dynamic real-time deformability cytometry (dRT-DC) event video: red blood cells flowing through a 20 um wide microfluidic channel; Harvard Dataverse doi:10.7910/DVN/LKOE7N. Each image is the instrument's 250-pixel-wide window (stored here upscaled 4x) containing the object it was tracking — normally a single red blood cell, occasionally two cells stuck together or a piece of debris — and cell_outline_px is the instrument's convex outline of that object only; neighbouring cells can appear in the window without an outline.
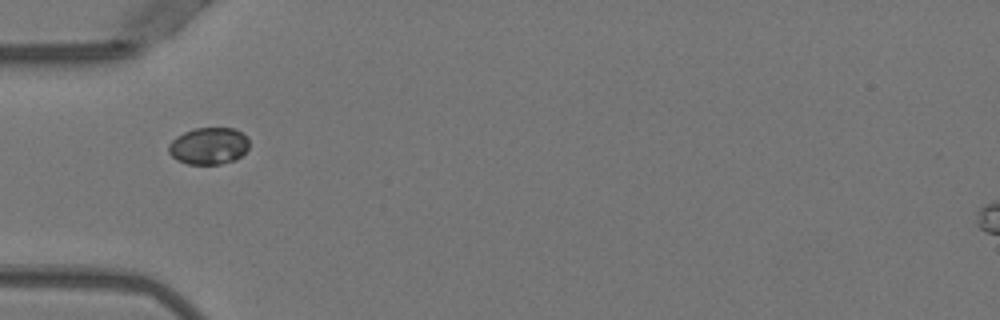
{"species": "Egyptian fruit bat (a non-hibernating species)", "species_latin": "Rousettus aegyptiacus", "temperature_condition": "warm", "stored_images_in_passage": 4, "camera_frame_rate_fps": 3000, "um_per_image_px": 0.085, "animal": {"sex": "female"}, "frame": {"image": 1, "passage_image": 1, "time_ms": 0.0, "image_size_px": [1000, 320], "cell_outline_px": [[248, 148], [236, 160], [220, 164], [188, 164], [176, 160], [168, 152], [168, 144], [176, 136], [184, 132], [196, 128], [236, 128], [248, 136]], "centroid_in_image_um": [17.74, 12.4], "position_along_channel_um": 67.3, "area_um2": 17.51}}
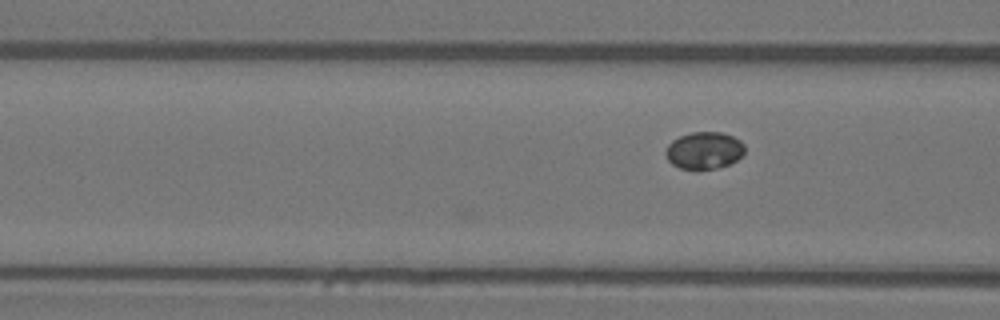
{"frame": {"image": 2, "passage_image": 4, "time_ms": 1.0, "image_size_px": [1000, 320], "cell_outline_px": [[744, 152], [736, 160], [728, 164], [716, 168], [680, 168], [672, 164], [668, 160], [664, 152], [668, 144], [672, 140], [680, 136], [692, 132], [720, 132], [732, 136], [740, 140], [744, 144]], "centroid_in_image_um": [59.83, 12.77], "position_along_channel_um": 106.8, "area_um2": 16.88}}